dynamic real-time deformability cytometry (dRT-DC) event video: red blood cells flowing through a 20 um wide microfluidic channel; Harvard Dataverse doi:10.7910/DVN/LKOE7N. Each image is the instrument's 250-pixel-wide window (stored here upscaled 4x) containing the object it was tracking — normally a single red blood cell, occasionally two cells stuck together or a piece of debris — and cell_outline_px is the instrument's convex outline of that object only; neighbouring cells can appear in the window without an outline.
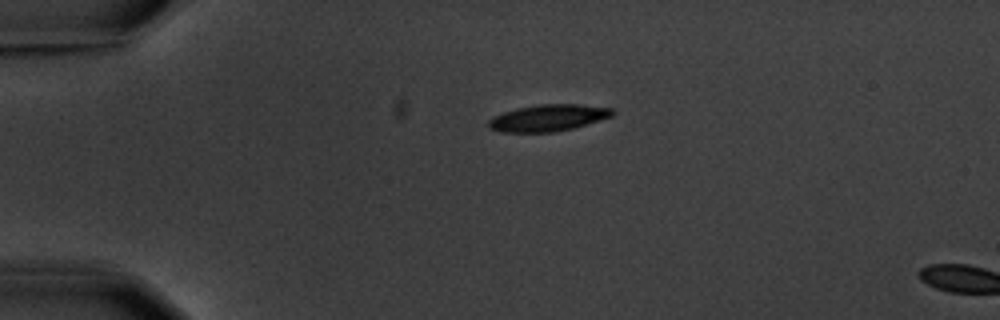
{"species": "common noctule bat (a hibernating species)", "species_latin": "Nyctalus noctula", "temperature_condition": "warm", "stored_images_in_passage": 5, "camera_frame_rate_fps": 3000, "um_per_image_px": 0.085, "animal": {"sex": "male", "body_mass_g": 20.1, "forearm_length_mm": 53.5}, "frame": {"image": 1, "passage_image": 5, "time_ms": 4.667, "image_size_px": [1000, 320], "cell_outline_px": [[616, 112], [612, 116], [572, 128], [552, 132], [500, 132], [488, 128], [488, 120], [492, 116], [516, 108], [540, 104], [580, 104], [612, 108]], "centroid_in_image_um": [46.56, 10.01], "position_along_channel_um": 38.4, "area_um2": 19.25}}